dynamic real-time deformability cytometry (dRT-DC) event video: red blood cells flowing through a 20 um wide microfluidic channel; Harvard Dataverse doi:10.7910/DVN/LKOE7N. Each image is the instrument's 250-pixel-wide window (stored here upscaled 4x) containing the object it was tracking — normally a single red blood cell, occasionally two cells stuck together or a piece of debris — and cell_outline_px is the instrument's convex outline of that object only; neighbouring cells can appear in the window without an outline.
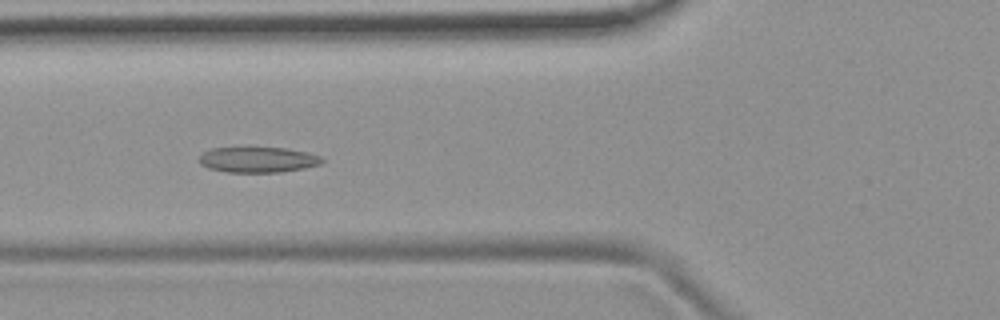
{"species": "common noctule bat (a hibernating species)", "species_latin": "Nyctalus noctula", "temperature_condition": "room temperature", "stored_images_in_passage": 53, "camera_frame_rate_fps": 3000, "um_per_image_px": 0.085, "animal": {"sex": "female", "body_mass_g": 19.9}, "frame": {"image": 1, "passage_image": 20, "time_ms": 6.333, "image_size_px": [1000, 320], "cell_outline_px": [[324, 160], [320, 164], [304, 168], [280, 172], [224, 172], [208, 168], [200, 164], [200, 156], [204, 152], [212, 148], [284, 148], [308, 152], [320, 156]], "centroid_in_image_um": [21.92, 13.58], "position_along_channel_um": 103.9, "area_um2": 18.15}}
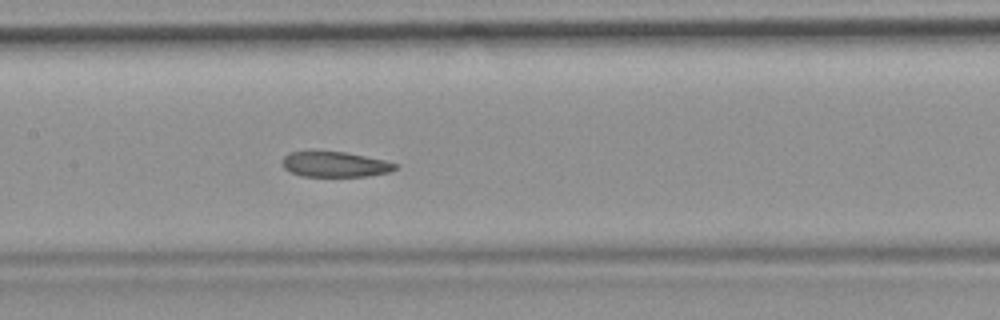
{"frame": {"image": 2, "passage_image": 26, "time_ms": 8.333, "image_size_px": [1000, 320], "cell_outline_px": [[400, 164], [396, 168], [388, 172], [368, 176], [300, 176], [288, 172], [280, 164], [280, 160], [288, 152], [344, 152], [384, 160]], "centroid_in_image_um": [28.41, 13.98], "position_along_channel_um": 179.0, "area_um2": 16.7}}
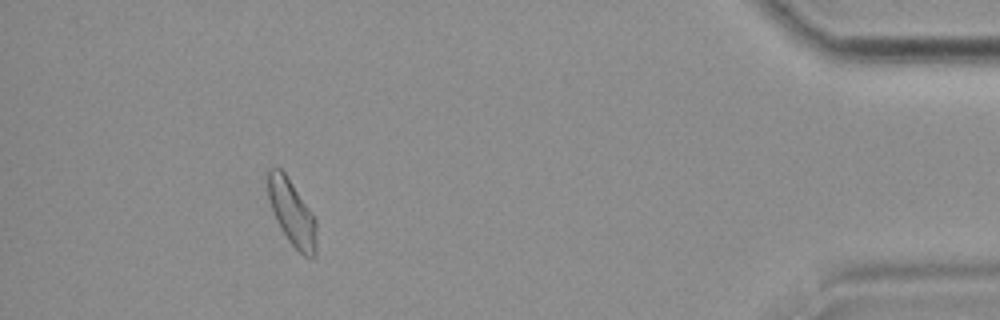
{"frame": {"image": 3, "passage_image": 49, "time_ms": 16.0, "image_size_px": [1000, 320], "cell_outline_px": [[316, 256], [312, 260], [304, 256], [288, 240], [280, 228], [276, 220], [268, 200], [268, 168], [280, 168], [284, 172], [316, 220]], "centroid_in_image_um": [24.81, 18.13], "position_along_channel_um": 410.4, "area_um2": 18.38}, "authors_computed_cell_mechanics": {"area_um2": 18.6694, "velocity_mm_per_s": 3.755, "shape_relaxation_time_tau1_ms": null, "shape_relaxation_time_tau2_ms": 2.5173, "deformation_change_tau1": null, "deformation_change_tau2": 0.0844}}